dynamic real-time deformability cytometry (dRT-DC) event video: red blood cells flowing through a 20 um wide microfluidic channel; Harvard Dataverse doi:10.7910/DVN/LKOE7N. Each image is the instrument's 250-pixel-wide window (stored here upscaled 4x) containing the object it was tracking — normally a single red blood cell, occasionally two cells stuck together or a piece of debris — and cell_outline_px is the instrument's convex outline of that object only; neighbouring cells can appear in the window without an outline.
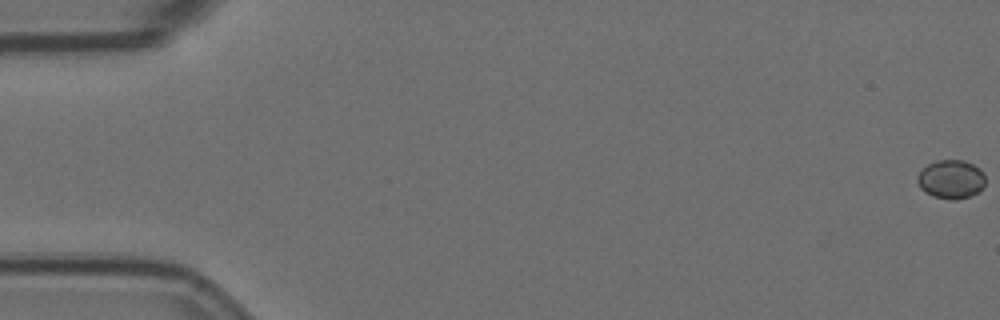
{"species": "Egyptian fruit bat (a non-hibernating species)", "species_latin": "Rousettus aegyptiacus", "temperature_condition": "room temperature", "stored_images_in_passage": 3, "camera_frame_rate_fps": 3000, "um_per_image_px": 0.085, "animal": {"sex": "female"}, "frame": {"image": 1, "passage_image": 1, "time_ms": 0.0, "image_size_px": [1000, 320], "cell_outline_px": [[984, 184], [976, 192], [968, 196], [956, 200], [948, 200], [932, 196], [920, 188], [916, 180], [920, 172], [928, 164], [936, 160], [964, 160], [980, 168], [984, 176]], "centroid_in_image_um": [80.81, 15.23], "position_along_channel_um": 4.2, "area_um2": 15.2}}